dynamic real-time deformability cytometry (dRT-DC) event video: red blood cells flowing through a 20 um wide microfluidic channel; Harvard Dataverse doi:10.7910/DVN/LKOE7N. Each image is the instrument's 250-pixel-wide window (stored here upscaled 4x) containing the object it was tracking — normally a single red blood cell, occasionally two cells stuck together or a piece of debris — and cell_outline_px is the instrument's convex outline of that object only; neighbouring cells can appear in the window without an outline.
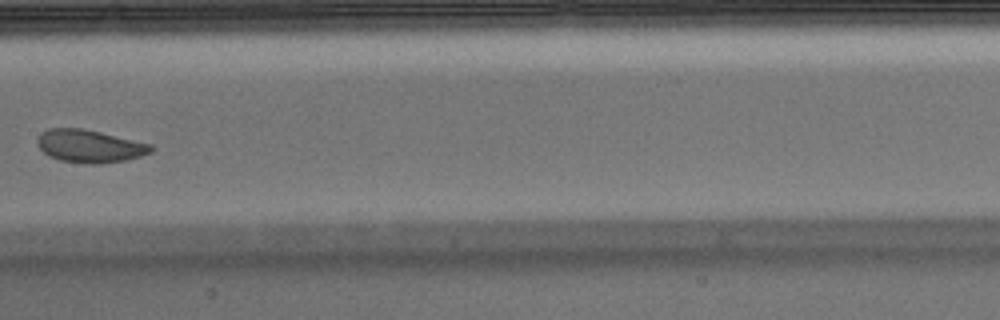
{"species": "Egyptian fruit bat (a non-hibernating species)", "species_latin": "Rousettus aegyptiacus", "temperature_condition": "warm", "stored_images_in_passage": 6, "camera_frame_rate_fps": 3000, "um_per_image_px": 0.085, "animal": {"sex": "male"}, "frame": {"image": 1, "passage_image": 6, "time_ms": 1.667, "image_size_px": [1000, 320], "cell_outline_px": [[156, 148], [152, 152], [140, 156], [124, 160], [96, 164], [92, 164], [60, 160], [48, 156], [40, 148], [36, 140], [40, 132], [48, 128], [80, 128], [100, 132], [152, 144]], "centroid_in_image_um": [7.62, 12.41], "position_along_channel_um": 199.8, "area_um2": 21.68}}